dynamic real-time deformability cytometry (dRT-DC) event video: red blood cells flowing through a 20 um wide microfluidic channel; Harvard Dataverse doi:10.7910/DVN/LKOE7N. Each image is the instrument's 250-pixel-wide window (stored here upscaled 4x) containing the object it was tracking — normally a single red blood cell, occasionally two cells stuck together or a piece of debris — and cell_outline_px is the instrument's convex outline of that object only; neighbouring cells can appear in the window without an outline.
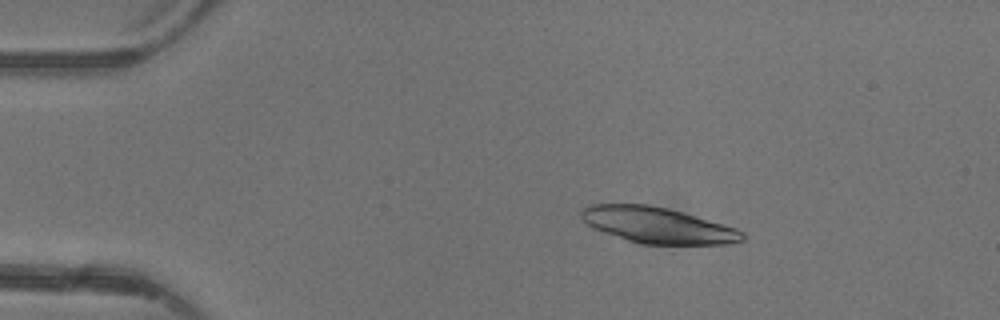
{"species": "common noctule bat (a hibernating species)", "species_latin": "Nyctalus noctula", "temperature_condition": "warm", "stored_images_in_passage": 4, "camera_frame_rate_fps": 3000, "um_per_image_px": 0.085, "animal": {"sex": "female"}, "frame": {"image": 1, "passage_image": 3, "time_ms": 2.333, "image_size_px": [1000, 320], "cell_outline_px": [[744, 240], [728, 244], [640, 244], [592, 228], [580, 216], [580, 212], [584, 208], [592, 204], [648, 204], [680, 212], [724, 224], [736, 228], [744, 232]], "centroid_in_image_um": [55.9, 19.15], "position_along_channel_um": 29.1, "area_um2": 33.41}}